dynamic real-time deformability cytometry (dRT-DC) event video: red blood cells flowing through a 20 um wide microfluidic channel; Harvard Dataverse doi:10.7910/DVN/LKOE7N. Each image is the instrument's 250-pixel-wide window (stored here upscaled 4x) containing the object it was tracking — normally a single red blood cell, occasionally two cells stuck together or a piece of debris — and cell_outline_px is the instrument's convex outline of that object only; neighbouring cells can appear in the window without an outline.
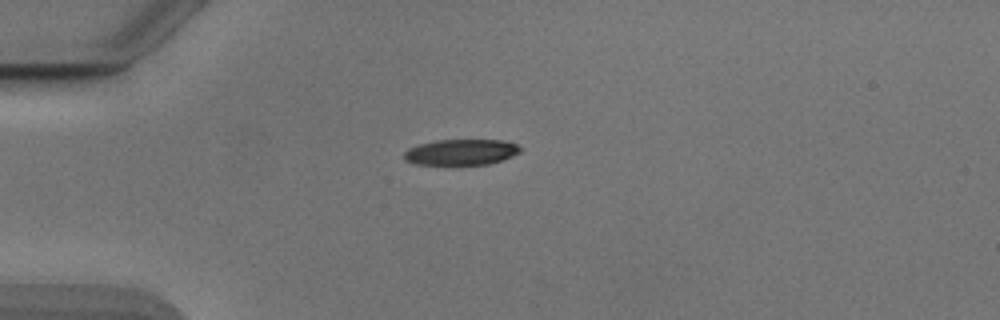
{"species": "Egyptian fruit bat (a non-hibernating species)", "species_latin": "Rousettus aegyptiacus", "temperature_condition": "cold", "stored_images_in_passage": 40, "camera_frame_rate_fps": 3000, "um_per_image_px": 0.085, "animal": {"sex": "male"}, "frame": {"image": 1, "passage_image": 1, "time_ms": 0.0, "image_size_px": [1000, 320], "cell_outline_px": [[520, 152], [512, 156], [488, 164], [456, 168], [452, 168], [416, 164], [404, 160], [404, 152], [408, 148], [420, 144], [436, 140], [500, 140], [516, 144], [520, 148]], "centroid_in_image_um": [39.12, 12.99], "position_along_channel_um": 45.9, "area_um2": 18.32}}
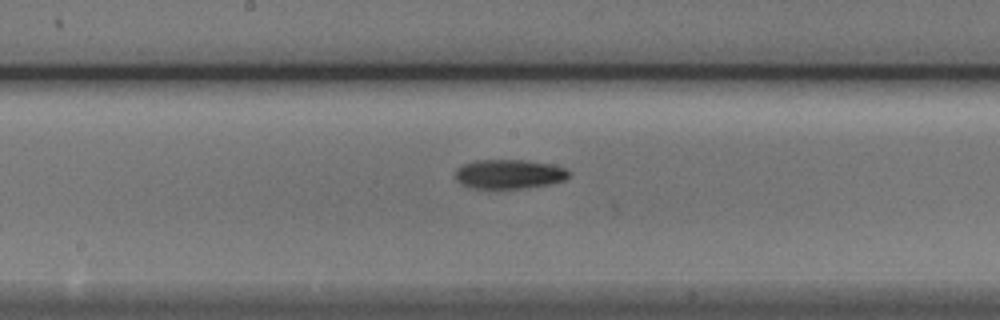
{"frame": {"image": 2, "passage_image": 15, "time_ms": 4.667, "image_size_px": [1000, 320], "cell_outline_px": [[568, 176], [564, 180], [548, 184], [520, 188], [472, 188], [456, 180], [456, 168], [464, 164], [476, 160], [524, 160], [548, 164], [564, 168], [568, 172]], "centroid_in_image_um": [43.23, 14.79], "position_along_channel_um": 205.0, "area_um2": 18.96}}
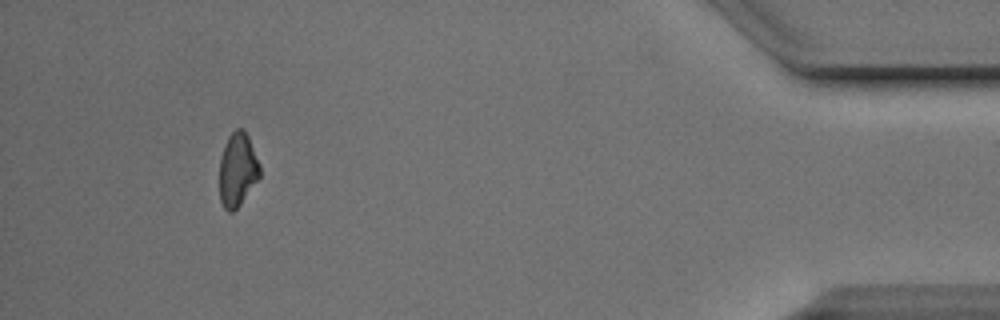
{"frame": {"image": 3, "passage_image": 36, "time_ms": 11.667, "image_size_px": [1000, 320], "cell_outline_px": [[260, 176], [240, 204], [232, 212], [228, 212], [224, 208], [220, 200], [220, 156], [228, 136], [236, 128], [244, 128], [248, 136], [260, 164]], "centroid_in_image_um": [20.19, 14.4], "position_along_channel_um": 415.0, "area_um2": 17.28}, "authors_computed_cell_mechanics": {"area_um2": 18.6405, "velocity_mm_per_s": 3.8958, "shape_relaxation_time_tau1_ms": 2.2877, "shape_relaxation_time_tau2_ms": null, "deformation_change_tau1": 0.1023, "deformation_change_tau2": null}}